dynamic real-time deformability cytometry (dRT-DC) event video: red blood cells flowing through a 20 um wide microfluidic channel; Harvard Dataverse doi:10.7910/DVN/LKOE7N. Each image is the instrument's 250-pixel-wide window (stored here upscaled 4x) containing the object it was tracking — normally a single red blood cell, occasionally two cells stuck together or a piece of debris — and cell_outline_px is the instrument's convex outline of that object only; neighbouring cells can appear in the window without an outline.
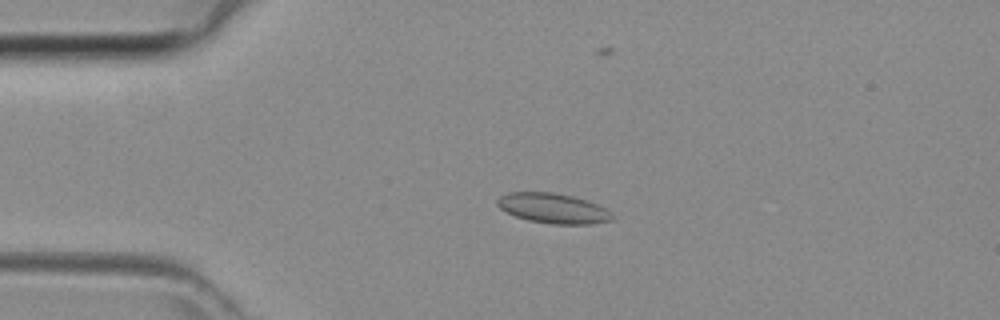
{"species": "common noctule bat (a hibernating species)", "species_latin": "Nyctalus noctula", "temperature_condition": "room temperature", "stored_images_in_passage": 45, "camera_frame_rate_fps": 3000, "um_per_image_px": 0.085, "animal": {"sex": "female", "body_mass_g": 29.2, "forearm_length_mm": 56.3}, "frame": {"image": 1, "passage_image": 10, "time_ms": 3.0, "image_size_px": [1000, 320], "cell_outline_px": [[616, 216], [612, 220], [592, 224], [552, 224], [528, 220], [516, 216], [500, 208], [496, 204], [496, 200], [500, 196], [508, 192], [552, 192], [572, 196], [588, 200], [604, 208]], "centroid_in_image_um": [47.02, 17.7], "position_along_channel_um": 38.0, "area_um2": 20.11}}
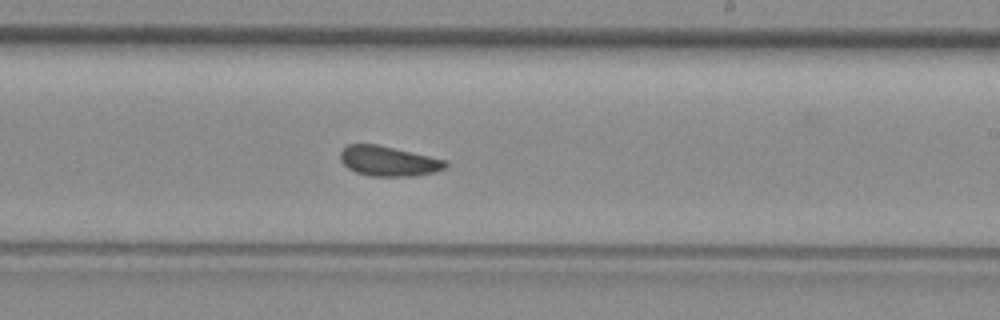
{"frame": {"image": 2, "passage_image": 26, "time_ms": 8.333, "image_size_px": [1000, 320], "cell_outline_px": [[448, 164], [444, 168], [436, 172], [416, 176], [368, 176], [356, 172], [348, 168], [340, 160], [340, 152], [348, 144], [376, 144], [448, 160]], "centroid_in_image_um": [33.03, 13.7], "position_along_channel_um": 256.0, "area_um2": 18.44}}
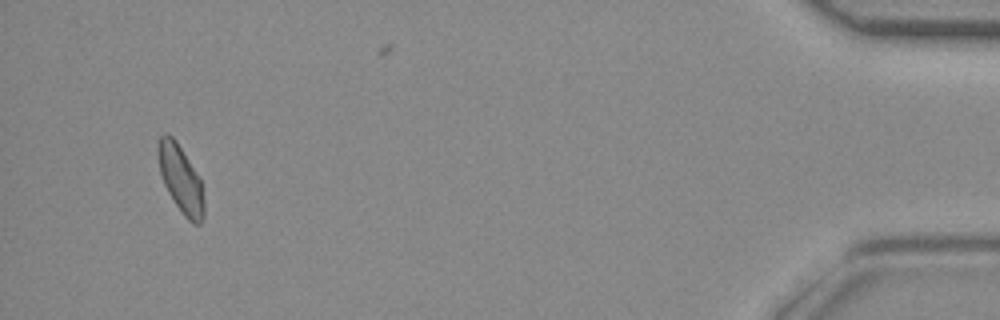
{"frame": {"image": 3, "passage_image": 42, "time_ms": 13.667, "image_size_px": [1000, 320], "cell_outline_px": [[204, 216], [200, 224], [192, 224], [184, 216], [168, 192], [164, 184], [160, 172], [156, 152], [156, 148], [160, 136], [164, 132], [172, 136], [176, 140], [200, 176], [204, 200]], "centroid_in_image_um": [15.36, 15.19], "position_along_channel_um": 419.8, "area_um2": 18.32}}